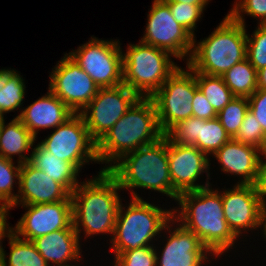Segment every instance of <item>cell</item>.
Listing matches in <instances>:
<instances>
[{"instance_id":"obj_40","label":"cell","mask_w":266,"mask_h":266,"mask_svg":"<svg viewBox=\"0 0 266 266\" xmlns=\"http://www.w3.org/2000/svg\"><path fill=\"white\" fill-rule=\"evenodd\" d=\"M10 208H6L2 211H0V259H2L3 254L5 253L1 241L5 238H11L15 235L14 227H10L9 224H7V215Z\"/></svg>"},{"instance_id":"obj_18","label":"cell","mask_w":266,"mask_h":266,"mask_svg":"<svg viewBox=\"0 0 266 266\" xmlns=\"http://www.w3.org/2000/svg\"><path fill=\"white\" fill-rule=\"evenodd\" d=\"M170 230L161 256L156 255V266H201L207 260L209 250L201 239L181 224ZM160 259V260H159Z\"/></svg>"},{"instance_id":"obj_25","label":"cell","mask_w":266,"mask_h":266,"mask_svg":"<svg viewBox=\"0 0 266 266\" xmlns=\"http://www.w3.org/2000/svg\"><path fill=\"white\" fill-rule=\"evenodd\" d=\"M222 77L235 97L249 98L258 89L257 70L247 58L236 63Z\"/></svg>"},{"instance_id":"obj_37","label":"cell","mask_w":266,"mask_h":266,"mask_svg":"<svg viewBox=\"0 0 266 266\" xmlns=\"http://www.w3.org/2000/svg\"><path fill=\"white\" fill-rule=\"evenodd\" d=\"M249 110L266 134V89H257L249 98Z\"/></svg>"},{"instance_id":"obj_28","label":"cell","mask_w":266,"mask_h":266,"mask_svg":"<svg viewBox=\"0 0 266 266\" xmlns=\"http://www.w3.org/2000/svg\"><path fill=\"white\" fill-rule=\"evenodd\" d=\"M219 119H201L199 123L197 148L206 155H214L226 142L230 140Z\"/></svg>"},{"instance_id":"obj_32","label":"cell","mask_w":266,"mask_h":266,"mask_svg":"<svg viewBox=\"0 0 266 266\" xmlns=\"http://www.w3.org/2000/svg\"><path fill=\"white\" fill-rule=\"evenodd\" d=\"M199 123H201L200 118L189 117L173 125L164 136L170 142L197 147Z\"/></svg>"},{"instance_id":"obj_43","label":"cell","mask_w":266,"mask_h":266,"mask_svg":"<svg viewBox=\"0 0 266 266\" xmlns=\"http://www.w3.org/2000/svg\"><path fill=\"white\" fill-rule=\"evenodd\" d=\"M263 233H264V235H265V237L264 238H266V207H264V209H263Z\"/></svg>"},{"instance_id":"obj_16","label":"cell","mask_w":266,"mask_h":266,"mask_svg":"<svg viewBox=\"0 0 266 266\" xmlns=\"http://www.w3.org/2000/svg\"><path fill=\"white\" fill-rule=\"evenodd\" d=\"M22 206L28 210L18 220L14 231L17 237L23 236V240L33 241L73 224L71 200Z\"/></svg>"},{"instance_id":"obj_44","label":"cell","mask_w":266,"mask_h":266,"mask_svg":"<svg viewBox=\"0 0 266 266\" xmlns=\"http://www.w3.org/2000/svg\"><path fill=\"white\" fill-rule=\"evenodd\" d=\"M6 209V207L0 202V211Z\"/></svg>"},{"instance_id":"obj_11","label":"cell","mask_w":266,"mask_h":266,"mask_svg":"<svg viewBox=\"0 0 266 266\" xmlns=\"http://www.w3.org/2000/svg\"><path fill=\"white\" fill-rule=\"evenodd\" d=\"M139 98L124 84L99 88L96 96L80 113L91 138L97 143Z\"/></svg>"},{"instance_id":"obj_26","label":"cell","mask_w":266,"mask_h":266,"mask_svg":"<svg viewBox=\"0 0 266 266\" xmlns=\"http://www.w3.org/2000/svg\"><path fill=\"white\" fill-rule=\"evenodd\" d=\"M199 90L218 114L235 96L226 86L222 76H212L194 71Z\"/></svg>"},{"instance_id":"obj_17","label":"cell","mask_w":266,"mask_h":266,"mask_svg":"<svg viewBox=\"0 0 266 266\" xmlns=\"http://www.w3.org/2000/svg\"><path fill=\"white\" fill-rule=\"evenodd\" d=\"M16 201L9 207L17 205H35L71 200V193L60 183L54 181L29 162L21 164Z\"/></svg>"},{"instance_id":"obj_9","label":"cell","mask_w":266,"mask_h":266,"mask_svg":"<svg viewBox=\"0 0 266 266\" xmlns=\"http://www.w3.org/2000/svg\"><path fill=\"white\" fill-rule=\"evenodd\" d=\"M74 51V52H73ZM68 55L92 78L99 88L123 84L122 50L118 41L92 38Z\"/></svg>"},{"instance_id":"obj_10","label":"cell","mask_w":266,"mask_h":266,"mask_svg":"<svg viewBox=\"0 0 266 266\" xmlns=\"http://www.w3.org/2000/svg\"><path fill=\"white\" fill-rule=\"evenodd\" d=\"M40 144L57 159L72 163L79 171L90 160L99 162L96 142L91 138L80 114H74L57 126Z\"/></svg>"},{"instance_id":"obj_22","label":"cell","mask_w":266,"mask_h":266,"mask_svg":"<svg viewBox=\"0 0 266 266\" xmlns=\"http://www.w3.org/2000/svg\"><path fill=\"white\" fill-rule=\"evenodd\" d=\"M29 157V163L32 166L63 185L70 193L80 184L77 180L80 171L72 163L57 159L40 143L33 148Z\"/></svg>"},{"instance_id":"obj_31","label":"cell","mask_w":266,"mask_h":266,"mask_svg":"<svg viewBox=\"0 0 266 266\" xmlns=\"http://www.w3.org/2000/svg\"><path fill=\"white\" fill-rule=\"evenodd\" d=\"M232 139L266 151V134L250 110L246 112L238 133Z\"/></svg>"},{"instance_id":"obj_41","label":"cell","mask_w":266,"mask_h":266,"mask_svg":"<svg viewBox=\"0 0 266 266\" xmlns=\"http://www.w3.org/2000/svg\"><path fill=\"white\" fill-rule=\"evenodd\" d=\"M257 87L266 89V66L257 70Z\"/></svg>"},{"instance_id":"obj_34","label":"cell","mask_w":266,"mask_h":266,"mask_svg":"<svg viewBox=\"0 0 266 266\" xmlns=\"http://www.w3.org/2000/svg\"><path fill=\"white\" fill-rule=\"evenodd\" d=\"M169 5L173 18L193 36L196 22L201 18L206 5H192L181 2H165Z\"/></svg>"},{"instance_id":"obj_36","label":"cell","mask_w":266,"mask_h":266,"mask_svg":"<svg viewBox=\"0 0 266 266\" xmlns=\"http://www.w3.org/2000/svg\"><path fill=\"white\" fill-rule=\"evenodd\" d=\"M246 13L254 18H260L259 24H266V0H241L235 3L229 15L238 23L245 26L243 14Z\"/></svg>"},{"instance_id":"obj_5","label":"cell","mask_w":266,"mask_h":266,"mask_svg":"<svg viewBox=\"0 0 266 266\" xmlns=\"http://www.w3.org/2000/svg\"><path fill=\"white\" fill-rule=\"evenodd\" d=\"M245 27L227 14L207 38L198 44H195L194 39L193 50L190 58L187 56L186 66L199 73L223 76L236 63L246 59Z\"/></svg>"},{"instance_id":"obj_6","label":"cell","mask_w":266,"mask_h":266,"mask_svg":"<svg viewBox=\"0 0 266 266\" xmlns=\"http://www.w3.org/2000/svg\"><path fill=\"white\" fill-rule=\"evenodd\" d=\"M131 194L132 199L126 211L121 203L118 208L114 235L111 238L115 256L123 251L153 246L149 242L159 232L172 229L173 208L171 211L165 210L144 201L133 190Z\"/></svg>"},{"instance_id":"obj_12","label":"cell","mask_w":266,"mask_h":266,"mask_svg":"<svg viewBox=\"0 0 266 266\" xmlns=\"http://www.w3.org/2000/svg\"><path fill=\"white\" fill-rule=\"evenodd\" d=\"M147 20L141 42L168 51L179 60L187 55L190 58L195 36L173 18L167 3L154 0Z\"/></svg>"},{"instance_id":"obj_8","label":"cell","mask_w":266,"mask_h":266,"mask_svg":"<svg viewBox=\"0 0 266 266\" xmlns=\"http://www.w3.org/2000/svg\"><path fill=\"white\" fill-rule=\"evenodd\" d=\"M177 68L151 97L163 134L173 125L193 116L192 101L198 88L194 71Z\"/></svg>"},{"instance_id":"obj_14","label":"cell","mask_w":266,"mask_h":266,"mask_svg":"<svg viewBox=\"0 0 266 266\" xmlns=\"http://www.w3.org/2000/svg\"><path fill=\"white\" fill-rule=\"evenodd\" d=\"M167 155L175 201L181 193L210 186L209 181L205 185L196 182L201 173H207L210 168L208 156L196 146L177 144L167 139Z\"/></svg>"},{"instance_id":"obj_1","label":"cell","mask_w":266,"mask_h":266,"mask_svg":"<svg viewBox=\"0 0 266 266\" xmlns=\"http://www.w3.org/2000/svg\"><path fill=\"white\" fill-rule=\"evenodd\" d=\"M209 187L179 194L181 209H173V222L195 233L211 255L218 257L233 247L237 237L225 220L221 194Z\"/></svg>"},{"instance_id":"obj_23","label":"cell","mask_w":266,"mask_h":266,"mask_svg":"<svg viewBox=\"0 0 266 266\" xmlns=\"http://www.w3.org/2000/svg\"><path fill=\"white\" fill-rule=\"evenodd\" d=\"M36 141V137L15 117L8 125L4 118L0 121V155L8 160H13L12 155L19 156L18 163L29 162L30 157L23 153L29 151Z\"/></svg>"},{"instance_id":"obj_13","label":"cell","mask_w":266,"mask_h":266,"mask_svg":"<svg viewBox=\"0 0 266 266\" xmlns=\"http://www.w3.org/2000/svg\"><path fill=\"white\" fill-rule=\"evenodd\" d=\"M53 69L48 89L74 114H80L96 96L99 87L68 54Z\"/></svg>"},{"instance_id":"obj_4","label":"cell","mask_w":266,"mask_h":266,"mask_svg":"<svg viewBox=\"0 0 266 266\" xmlns=\"http://www.w3.org/2000/svg\"><path fill=\"white\" fill-rule=\"evenodd\" d=\"M107 171L123 190L145 188L173 199L165 136L122 156Z\"/></svg>"},{"instance_id":"obj_21","label":"cell","mask_w":266,"mask_h":266,"mask_svg":"<svg viewBox=\"0 0 266 266\" xmlns=\"http://www.w3.org/2000/svg\"><path fill=\"white\" fill-rule=\"evenodd\" d=\"M79 240V236L72 224L67 229L37 237L32 242L49 266L50 262L56 266H69V263H67L69 261H80L81 249Z\"/></svg>"},{"instance_id":"obj_29","label":"cell","mask_w":266,"mask_h":266,"mask_svg":"<svg viewBox=\"0 0 266 266\" xmlns=\"http://www.w3.org/2000/svg\"><path fill=\"white\" fill-rule=\"evenodd\" d=\"M248 110V98L235 97L217 114V118L231 139L238 133Z\"/></svg>"},{"instance_id":"obj_2","label":"cell","mask_w":266,"mask_h":266,"mask_svg":"<svg viewBox=\"0 0 266 266\" xmlns=\"http://www.w3.org/2000/svg\"><path fill=\"white\" fill-rule=\"evenodd\" d=\"M83 183V184H82ZM71 193L73 227L80 239L81 228L85 237L95 234H113L121 202L116 179L100 170L94 179L82 182Z\"/></svg>"},{"instance_id":"obj_3","label":"cell","mask_w":266,"mask_h":266,"mask_svg":"<svg viewBox=\"0 0 266 266\" xmlns=\"http://www.w3.org/2000/svg\"><path fill=\"white\" fill-rule=\"evenodd\" d=\"M163 136L153 100L140 97L96 143L98 161L110 163L102 170H108L122 156L152 144Z\"/></svg>"},{"instance_id":"obj_20","label":"cell","mask_w":266,"mask_h":266,"mask_svg":"<svg viewBox=\"0 0 266 266\" xmlns=\"http://www.w3.org/2000/svg\"><path fill=\"white\" fill-rule=\"evenodd\" d=\"M73 115L74 112L48 89L46 95L23 109L16 117L37 137L40 128L55 129Z\"/></svg>"},{"instance_id":"obj_19","label":"cell","mask_w":266,"mask_h":266,"mask_svg":"<svg viewBox=\"0 0 266 266\" xmlns=\"http://www.w3.org/2000/svg\"><path fill=\"white\" fill-rule=\"evenodd\" d=\"M262 154L257 147L230 139L213 156L222 165L224 173L242 177L238 184L255 185Z\"/></svg>"},{"instance_id":"obj_24","label":"cell","mask_w":266,"mask_h":266,"mask_svg":"<svg viewBox=\"0 0 266 266\" xmlns=\"http://www.w3.org/2000/svg\"><path fill=\"white\" fill-rule=\"evenodd\" d=\"M24 79L14 69L0 70V116L17 110L25 98Z\"/></svg>"},{"instance_id":"obj_33","label":"cell","mask_w":266,"mask_h":266,"mask_svg":"<svg viewBox=\"0 0 266 266\" xmlns=\"http://www.w3.org/2000/svg\"><path fill=\"white\" fill-rule=\"evenodd\" d=\"M258 25L251 37L247 35L246 56L256 70L266 66V24Z\"/></svg>"},{"instance_id":"obj_45","label":"cell","mask_w":266,"mask_h":266,"mask_svg":"<svg viewBox=\"0 0 266 266\" xmlns=\"http://www.w3.org/2000/svg\"><path fill=\"white\" fill-rule=\"evenodd\" d=\"M0 266H4L3 260L0 259Z\"/></svg>"},{"instance_id":"obj_15","label":"cell","mask_w":266,"mask_h":266,"mask_svg":"<svg viewBox=\"0 0 266 266\" xmlns=\"http://www.w3.org/2000/svg\"><path fill=\"white\" fill-rule=\"evenodd\" d=\"M225 220L232 233L239 238L242 229L263 226V205L255 185L236 184L233 189L221 192Z\"/></svg>"},{"instance_id":"obj_42","label":"cell","mask_w":266,"mask_h":266,"mask_svg":"<svg viewBox=\"0 0 266 266\" xmlns=\"http://www.w3.org/2000/svg\"><path fill=\"white\" fill-rule=\"evenodd\" d=\"M163 2H181L185 4H192V5H207L209 0H161Z\"/></svg>"},{"instance_id":"obj_7","label":"cell","mask_w":266,"mask_h":266,"mask_svg":"<svg viewBox=\"0 0 266 266\" xmlns=\"http://www.w3.org/2000/svg\"><path fill=\"white\" fill-rule=\"evenodd\" d=\"M122 53L123 84L141 98H151L179 68L168 51L139 42Z\"/></svg>"},{"instance_id":"obj_38","label":"cell","mask_w":266,"mask_h":266,"mask_svg":"<svg viewBox=\"0 0 266 266\" xmlns=\"http://www.w3.org/2000/svg\"><path fill=\"white\" fill-rule=\"evenodd\" d=\"M193 117L209 120L217 117L212 105L207 101L204 94L197 88L192 101Z\"/></svg>"},{"instance_id":"obj_39","label":"cell","mask_w":266,"mask_h":266,"mask_svg":"<svg viewBox=\"0 0 266 266\" xmlns=\"http://www.w3.org/2000/svg\"><path fill=\"white\" fill-rule=\"evenodd\" d=\"M262 156H264L266 159V151L263 152ZM262 159L263 158L261 157L259 163L258 178L255 183V187L263 207H266V160H264L263 162Z\"/></svg>"},{"instance_id":"obj_35","label":"cell","mask_w":266,"mask_h":266,"mask_svg":"<svg viewBox=\"0 0 266 266\" xmlns=\"http://www.w3.org/2000/svg\"><path fill=\"white\" fill-rule=\"evenodd\" d=\"M154 246H143L123 251L115 256L116 266H156L157 249Z\"/></svg>"},{"instance_id":"obj_30","label":"cell","mask_w":266,"mask_h":266,"mask_svg":"<svg viewBox=\"0 0 266 266\" xmlns=\"http://www.w3.org/2000/svg\"><path fill=\"white\" fill-rule=\"evenodd\" d=\"M21 164L14 166L13 160H8L0 155V202L9 208L15 201L18 194H14L13 184L20 178Z\"/></svg>"},{"instance_id":"obj_27","label":"cell","mask_w":266,"mask_h":266,"mask_svg":"<svg viewBox=\"0 0 266 266\" xmlns=\"http://www.w3.org/2000/svg\"><path fill=\"white\" fill-rule=\"evenodd\" d=\"M9 245L8 264L5 253L2 257L4 266H49L32 241L23 240L14 235L9 238Z\"/></svg>"}]
</instances>
